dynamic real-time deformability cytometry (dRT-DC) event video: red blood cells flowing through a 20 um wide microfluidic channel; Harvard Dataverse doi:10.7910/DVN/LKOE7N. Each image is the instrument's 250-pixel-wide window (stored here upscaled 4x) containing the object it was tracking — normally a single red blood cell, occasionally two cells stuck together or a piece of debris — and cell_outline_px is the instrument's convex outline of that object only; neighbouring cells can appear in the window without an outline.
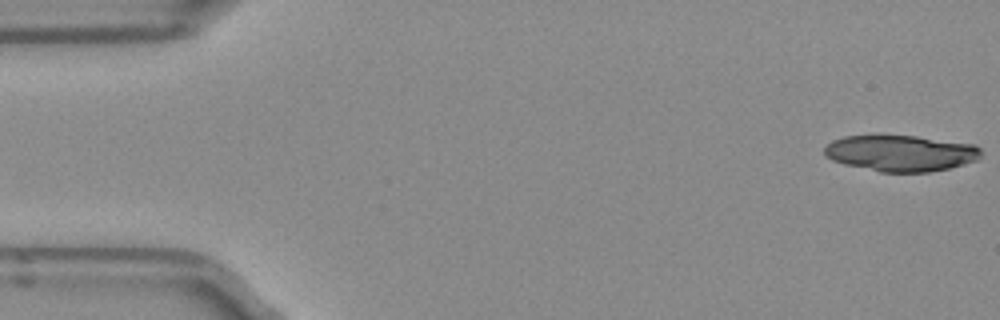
{"species": "Egyptian fruit bat (a non-hibernating species)", "species_latin": "Rousettus aegyptiacus", "temperature_condition": "room temperature", "stored_images_in_passage": 51, "camera_frame_rate_fps": 3000, "um_per_image_px": 0.085, "frame": {"image": 1, "passage_image": 1, "time_ms": 0.0, "image_size_px": [1000, 320], "cell_outline_px": [[980, 156], [976, 160], [964, 164], [948, 168], [928, 172], [880, 172], [844, 164], [832, 160], [824, 156], [824, 148], [832, 140], [844, 136], [876, 132], [880, 132], [916, 136], [976, 144], [980, 148]], "centroid_in_image_um": [76.49, 12.97], "position_along_channel_um": 8.5, "area_um2": 34.04}}
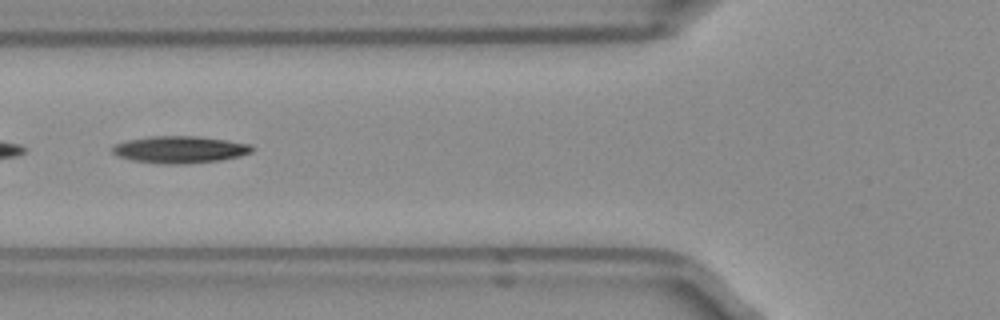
{"frame": {"image": 2, "passage_image": 19, "time_ms": 6.0, "image_size_px": [1000, 320], "cell_outline_px": [[256, 148], [252, 152], [240, 156], [220, 160], [184, 164], [164, 164], [132, 160], [120, 156], [112, 152], [112, 148], [116, 144], [128, 140], [148, 136], [196, 136], [228, 140], [252, 144]], "centroid_in_image_um": [15.35, 12.71], "position_along_channel_um": 110.4, "area_um2": 22.02}}
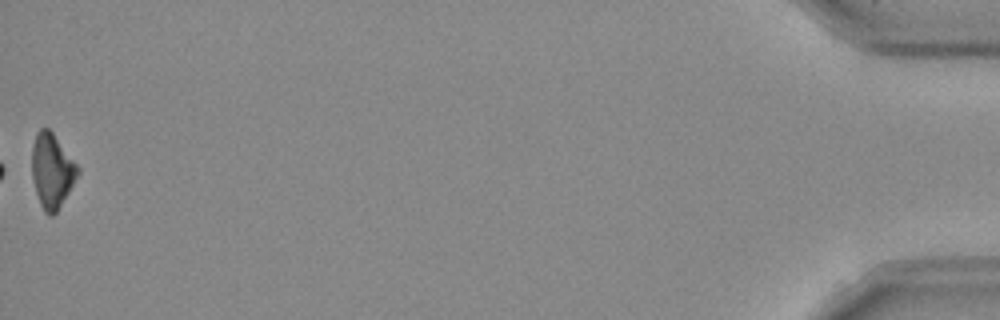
{"frame": {"image": 3, "passage_image": 51, "time_ms": 16.667, "image_size_px": [1000, 320], "cell_outline_px": [[80, 172], [56, 212], [52, 216], [48, 216], [44, 212], [40, 204], [36, 192], [32, 176], [32, 148], [36, 132], [40, 128], [48, 128], [52, 132], [80, 168]], "centroid_in_image_um": [4.4, 14.51], "position_along_channel_um": 430.8, "area_um2": 19.65}, "authors_computed_cell_mechanics": {"area_um2": 21.2704, "velocity_mm_per_s": 3.9663, "shape_relaxation_time_tau1_ms": 4.7535, "shape_relaxation_time_tau2_ms": null, "deformation_change_tau1": 0.1519, "deformation_change_tau2": null}}